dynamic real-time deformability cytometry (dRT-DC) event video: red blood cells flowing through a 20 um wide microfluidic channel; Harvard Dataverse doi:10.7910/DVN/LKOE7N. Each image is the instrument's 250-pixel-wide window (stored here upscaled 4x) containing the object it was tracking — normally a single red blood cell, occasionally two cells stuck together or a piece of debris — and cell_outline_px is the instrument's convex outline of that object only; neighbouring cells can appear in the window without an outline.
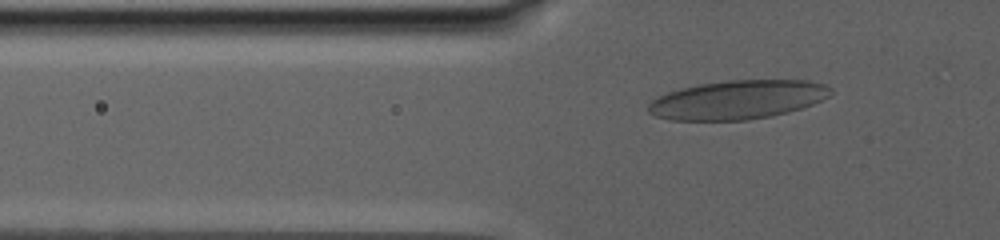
{"species": "human", "species_latin": "Homo sapiens", "temperature_condition": "warm", "stored_images_in_passage": 106, "camera_frame_rate_fps": 3000, "um_per_image_px": 0.085, "donor": {"sex": "male"}, "frame": {"image": 1, "passage_image": 22, "time_ms": 5.0, "image_size_px": [1000, 240], "cell_outline_px": [[832, 92], [828, 96], [812, 104], [788, 112], [772, 116], [748, 120], [668, 120], [656, 116], [648, 112], [648, 104], [652, 100], [668, 92], [680, 88], [700, 84], [728, 80], [808, 80], [824, 84], [832, 88]], "centroid_in_image_um": [62.69, 8.48], "position_along_channel_um": 63.1, "area_um2": 41.27}}
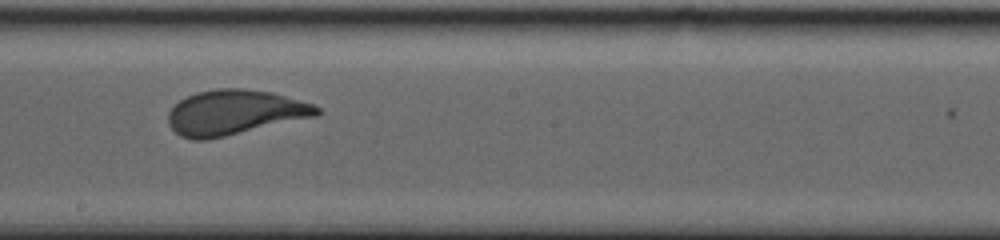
{"frame": {"image": 2, "passage_image": 55, "time_ms": 12.333, "image_size_px": [1000, 240], "cell_outline_px": [[324, 112], [320, 116], [208, 140], [192, 140], [180, 136], [168, 124], [168, 112], [180, 100], [196, 92], [216, 88], [244, 88], [272, 92], [312, 104], [320, 108]], "centroid_in_image_um": [19.98, 9.57], "position_along_channel_um": 228.2, "area_um2": 39.36}}
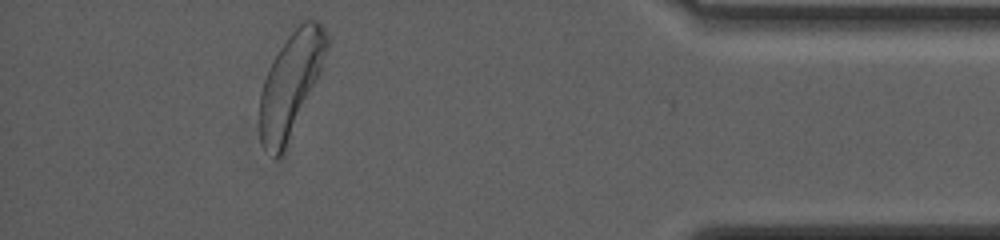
{"frame": {"image": 3, "passage_image": 95, "time_ms": 21.333, "image_size_px": [1000, 240], "cell_outline_px": [[328, 48], [320, 72], [284, 148], [280, 156], [276, 156], [264, 148], [260, 140], [260, 92], [268, 68], [272, 60], [288, 36], [300, 20], [316, 20], [324, 28], [328, 36]], "centroid_in_image_um": [24.7, 7.06], "position_along_channel_um": 410.5, "area_um2": 39.25}, "authors_computed_cell_mechanics": {"area_um2": 40.1132, "velocity_mm_per_s": 2.4255, "shape_relaxation_time_tau1_ms": 8.05, "shape_relaxation_time_tau2_ms": null, "deformation_change_tau1": 0.1727, "deformation_change_tau2": null}}